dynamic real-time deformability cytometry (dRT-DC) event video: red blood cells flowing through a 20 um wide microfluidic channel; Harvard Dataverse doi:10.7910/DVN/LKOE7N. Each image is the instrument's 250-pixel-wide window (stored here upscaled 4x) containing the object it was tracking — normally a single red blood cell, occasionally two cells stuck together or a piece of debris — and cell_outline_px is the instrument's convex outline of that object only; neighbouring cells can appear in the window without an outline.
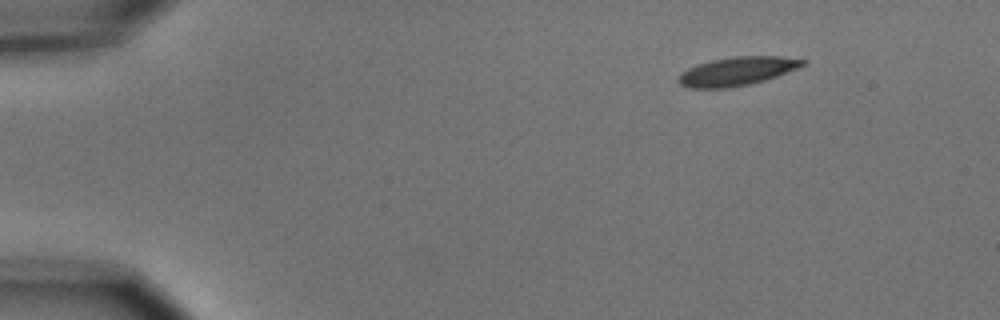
{"species": "common noctule bat (a hibernating species)", "species_latin": "Nyctalus noctula", "temperature_condition": "cold", "stored_images_in_passage": 49, "camera_frame_rate_fps": 3000, "um_per_image_px": 0.085, "animal": {"sex": "male", "body_mass_g": 15.6}, "frame": {"image": 1, "passage_image": 1, "time_ms": 0.0, "image_size_px": [1000, 320], "cell_outline_px": [[808, 64], [776, 76], [764, 80], [748, 84], [728, 88], [688, 88], [680, 84], [676, 80], [676, 76], [680, 72], [696, 64], [712, 60], [736, 56], [780, 56], [808, 60]], "centroid_in_image_um": [62.62, 6.05], "position_along_channel_um": 22.4, "area_um2": 20.87}}
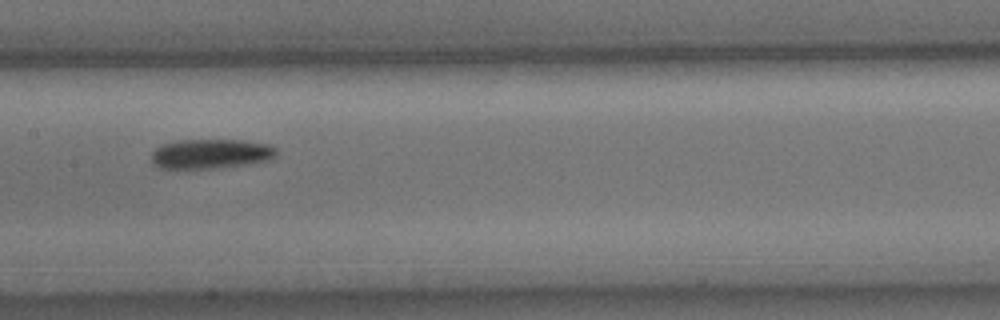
{"frame": {"image": 2, "passage_image": 22, "time_ms": 7.0, "image_size_px": [1000, 320], "cell_outline_px": [[276, 156], [268, 160], [248, 164], [212, 168], [160, 168], [152, 164], [152, 152], [160, 144], [180, 140], [244, 140], [268, 144], [276, 148]], "centroid_in_image_um": [17.9, 13.06], "position_along_channel_um": 189.5, "area_um2": 21.56}}
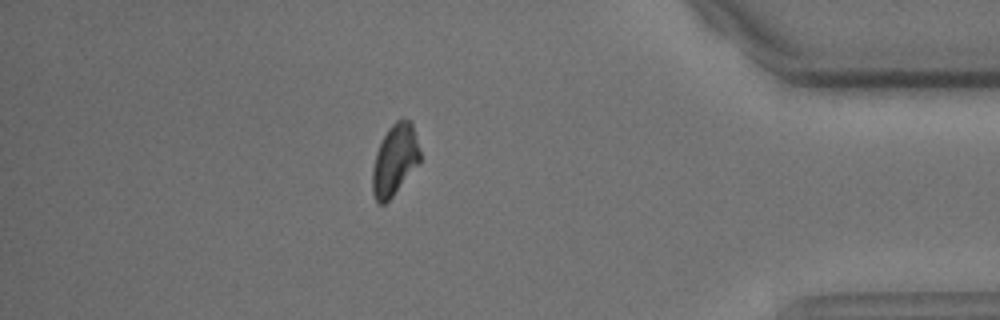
{"frame": {"image": 3, "passage_image": 42, "time_ms": 13.667, "image_size_px": [1000, 320], "cell_outline_px": [[420, 160], [392, 196], [384, 204], [380, 204], [376, 200], [372, 192], [372, 168], [376, 152], [388, 128], [396, 120], [408, 120], [412, 124], [420, 148]], "centroid_in_image_um": [33.53, 13.59], "position_along_channel_um": 401.7, "area_um2": 19.25}, "authors_computed_cell_mechanics": {"area_um2": 20.9236, "velocity_mm_per_s": 3.6698, "shape_relaxation_time_tau1_ms": 2.9037, "shape_relaxation_time_tau2_ms": null, "deformation_change_tau1": 0.1197, "deformation_change_tau2": null}}